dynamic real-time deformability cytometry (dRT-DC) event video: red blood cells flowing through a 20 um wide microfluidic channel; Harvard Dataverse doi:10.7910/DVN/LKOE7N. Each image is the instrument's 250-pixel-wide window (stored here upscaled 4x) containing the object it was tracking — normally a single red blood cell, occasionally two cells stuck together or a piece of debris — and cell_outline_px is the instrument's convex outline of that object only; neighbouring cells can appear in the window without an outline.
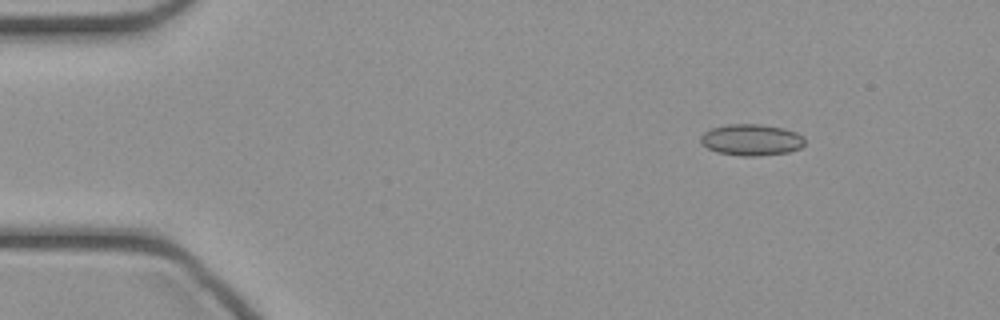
{"species": "common noctule bat (a hibernating species)", "species_latin": "Nyctalus noctula", "temperature_condition": "cold", "stored_images_in_passage": 42, "camera_frame_rate_fps": 3000, "um_per_image_px": 0.085, "animal": {"sex": "female", "body_mass_g": 21.9}, "frame": {"image": 1, "passage_image": 2, "time_ms": 0.333, "image_size_px": [1000, 320], "cell_outline_px": [[804, 144], [800, 148], [788, 152], [756, 156], [740, 156], [716, 152], [700, 144], [700, 136], [704, 132], [712, 128], [728, 124], [760, 124], [784, 128], [796, 132], [804, 136]], "centroid_in_image_um": [63.85, 11.88], "position_along_channel_um": 21.1, "area_um2": 19.19}}
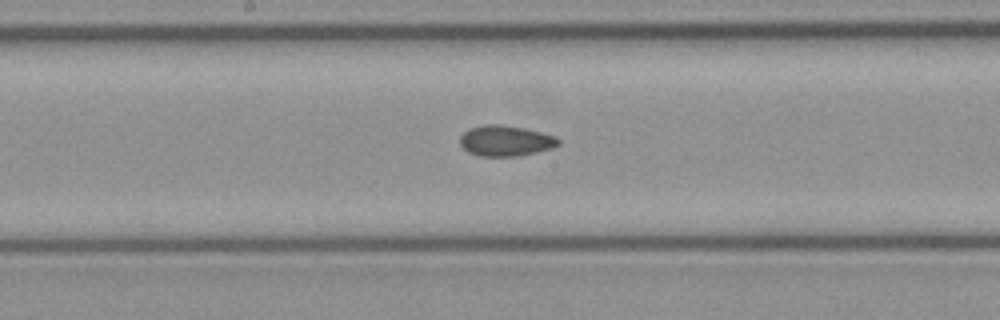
{"frame": {"image": 2, "passage_image": 20, "time_ms": 6.333, "image_size_px": [1000, 320], "cell_outline_px": [[560, 144], [552, 148], [536, 152], [516, 156], [480, 156], [468, 152], [460, 144], [460, 136], [468, 128], [484, 124], [500, 124], [524, 128], [556, 136], [560, 140]], "centroid_in_image_um": [42.96, 11.96], "position_along_channel_um": 205.2, "area_um2": 17.63}}
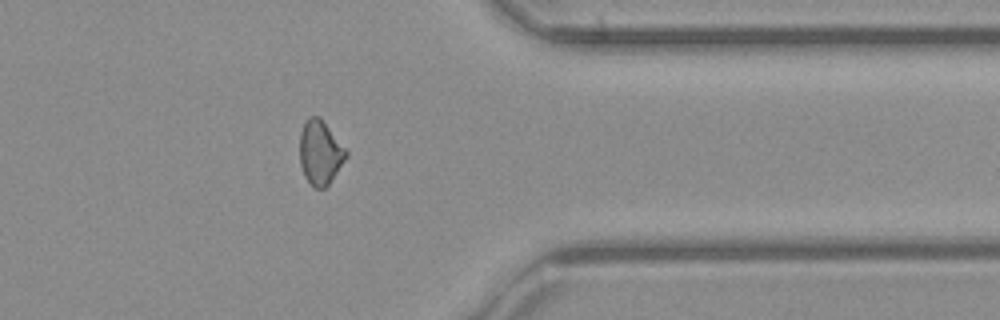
{"frame": {"image": 3, "passage_image": 33, "time_ms": 10.667, "image_size_px": [1000, 320], "cell_outline_px": [[348, 156], [328, 184], [324, 188], [316, 188], [304, 176], [300, 164], [300, 132], [308, 116], [320, 116], [348, 152]], "centroid_in_image_um": [27.21, 12.94], "position_along_channel_um": 384.2, "area_um2": 17.17}}